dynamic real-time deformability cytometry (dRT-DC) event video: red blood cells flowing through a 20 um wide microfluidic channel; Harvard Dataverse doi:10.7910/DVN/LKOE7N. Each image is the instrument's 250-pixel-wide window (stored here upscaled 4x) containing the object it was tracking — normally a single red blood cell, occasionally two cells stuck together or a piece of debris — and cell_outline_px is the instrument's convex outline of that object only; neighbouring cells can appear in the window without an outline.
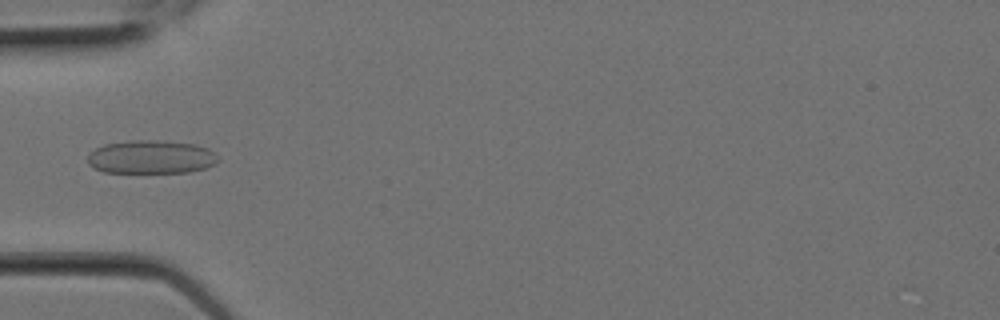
{"species": "Egyptian fruit bat (a non-hibernating species)", "species_latin": "Rousettus aegyptiacus", "temperature_condition": "room temperature", "stored_images_in_passage": 8, "camera_frame_rate_fps": 3000, "um_per_image_px": 0.085, "animal": {"sex": "female"}, "frame": {"image": 1, "passage_image": 6, "time_ms": 1.667, "image_size_px": [1000, 320], "cell_outline_px": [[220, 160], [216, 164], [204, 168], [188, 172], [104, 172], [88, 164], [88, 152], [104, 144], [132, 140], [156, 140], [196, 144], [208, 148], [220, 156]], "centroid_in_image_um": [12.88, 13.34], "position_along_channel_um": 72.1, "area_um2": 25.55}}
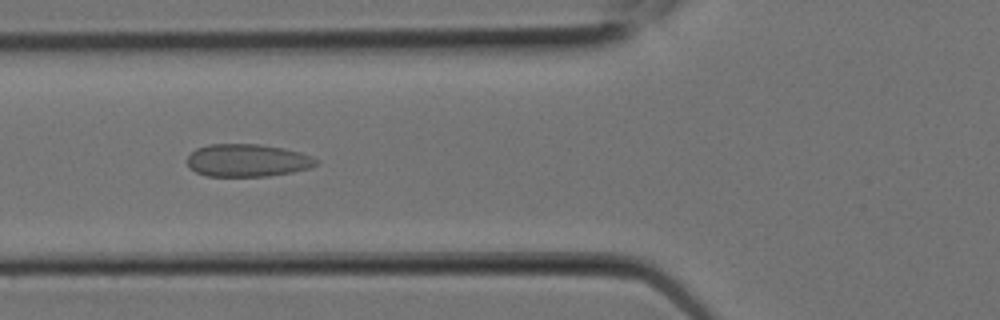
{"frame": {"image": 2, "passage_image": 7, "time_ms": 2.0, "image_size_px": [1000, 320], "cell_outline_px": [[320, 160], [316, 164], [308, 168], [292, 172], [268, 176], [208, 176], [196, 172], [188, 168], [188, 156], [196, 148], [208, 144], [260, 144], [284, 148], [300, 152], [312, 156]], "centroid_in_image_um": [21.03, 13.63], "position_along_channel_um": 104.8, "area_um2": 24.62}}
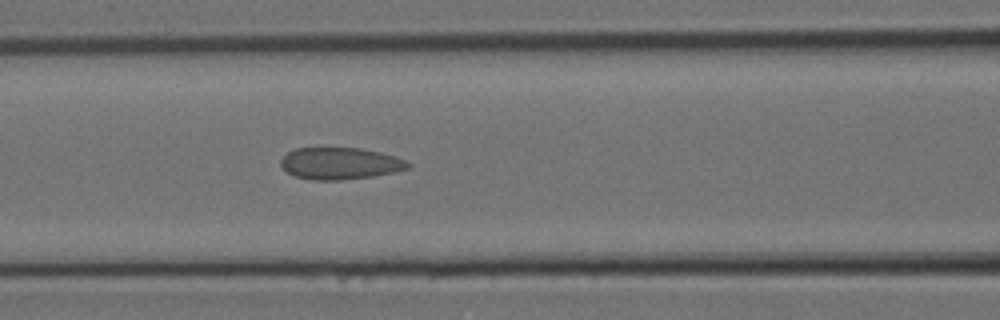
{"frame": {"image": 3, "passage_image": 8, "time_ms": 2.333, "image_size_px": [1000, 320], "cell_outline_px": [[412, 164], [408, 168], [392, 172], [372, 176], [340, 180], [312, 180], [292, 176], [280, 164], [280, 160], [288, 152], [296, 148], [360, 148], [380, 152], [396, 156]], "centroid_in_image_um": [28.88, 13.89], "position_along_channel_um": 137.7, "area_um2": 23.52}}